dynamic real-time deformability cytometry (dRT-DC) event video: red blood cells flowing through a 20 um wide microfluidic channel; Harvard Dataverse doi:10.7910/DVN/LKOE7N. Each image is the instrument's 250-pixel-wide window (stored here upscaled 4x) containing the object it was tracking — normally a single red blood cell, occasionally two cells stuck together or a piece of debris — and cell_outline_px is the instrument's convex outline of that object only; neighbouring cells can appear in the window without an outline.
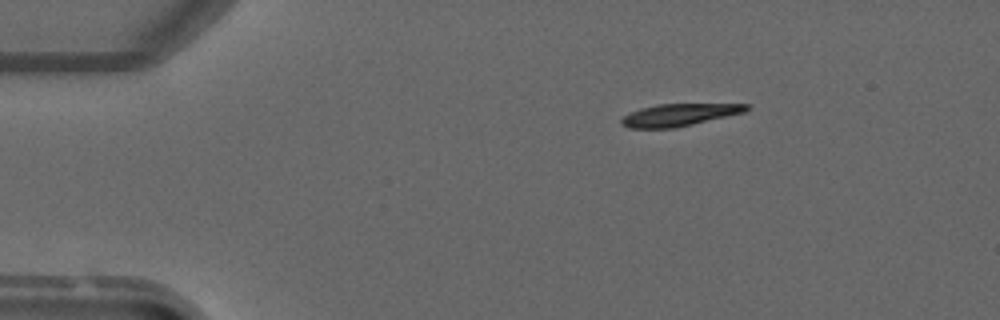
{"species": "common noctule bat (a hibernating species)", "species_latin": "Nyctalus noctula", "temperature_condition": "warm", "stored_images_in_passage": 4, "camera_frame_rate_fps": 3000, "um_per_image_px": 0.085, "animal": {"sex": "male", "forearm_length_mm": 52.5}, "frame": {"image": 1, "passage_image": 1, "time_ms": 0.0, "image_size_px": [1000, 320], "cell_outline_px": [[752, 104], [744, 112], [676, 128], [628, 128], [620, 124], [620, 120], [624, 116], [640, 108], [656, 104]], "centroid_in_image_um": [57.69, 9.76], "position_along_channel_um": 27.3, "area_um2": 16.13}}
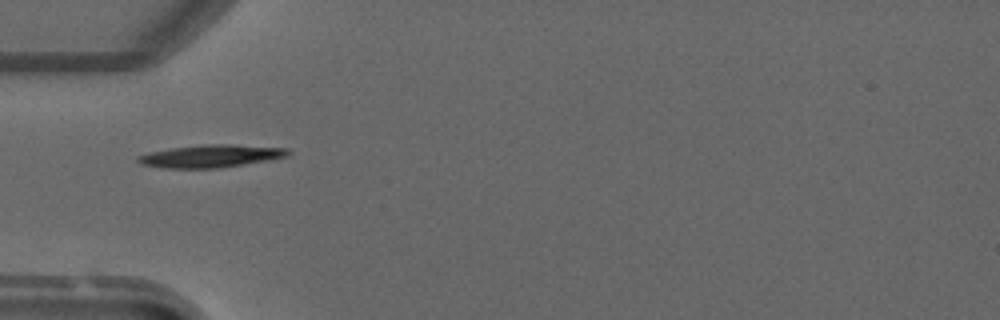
{"frame": {"image": 2, "passage_image": 3, "time_ms": 2.333, "image_size_px": [1000, 320], "cell_outline_px": [[292, 152], [288, 156], [268, 160], [216, 168], [160, 168], [140, 164], [136, 160], [136, 156], [148, 152], [172, 148], [204, 144], [228, 144], [288, 148]], "centroid_in_image_um": [17.88, 13.26], "position_along_channel_um": 67.1, "area_um2": 19.83}}